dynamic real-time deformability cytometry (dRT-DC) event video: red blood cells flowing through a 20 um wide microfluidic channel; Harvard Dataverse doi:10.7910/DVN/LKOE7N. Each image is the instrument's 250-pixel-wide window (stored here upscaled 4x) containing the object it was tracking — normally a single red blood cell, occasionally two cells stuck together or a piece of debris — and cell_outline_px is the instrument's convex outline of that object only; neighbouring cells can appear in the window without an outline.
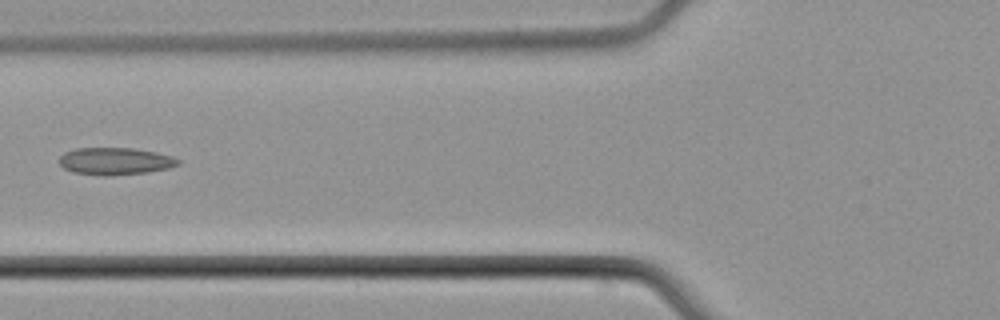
{"species": "common noctule bat (a hibernating species)", "species_latin": "Nyctalus noctula", "temperature_condition": "cold", "stored_images_in_passage": 5, "camera_frame_rate_fps": 3000, "um_per_image_px": 0.085, "animal": {"sex": "male", "body_mass_g": 21.5, "forearm_length_mm": 52.0}, "frame": {"image": 1, "passage_image": 5, "time_ms": 4.667, "image_size_px": [1000, 320], "cell_outline_px": [[180, 164], [168, 168], [148, 172], [112, 176], [104, 176], [72, 172], [64, 168], [60, 164], [60, 156], [64, 152], [76, 148], [132, 148], [156, 152], [172, 156], [180, 160]], "centroid_in_image_um": [9.79, 13.7], "position_along_channel_um": 116.0, "area_um2": 18.96}}